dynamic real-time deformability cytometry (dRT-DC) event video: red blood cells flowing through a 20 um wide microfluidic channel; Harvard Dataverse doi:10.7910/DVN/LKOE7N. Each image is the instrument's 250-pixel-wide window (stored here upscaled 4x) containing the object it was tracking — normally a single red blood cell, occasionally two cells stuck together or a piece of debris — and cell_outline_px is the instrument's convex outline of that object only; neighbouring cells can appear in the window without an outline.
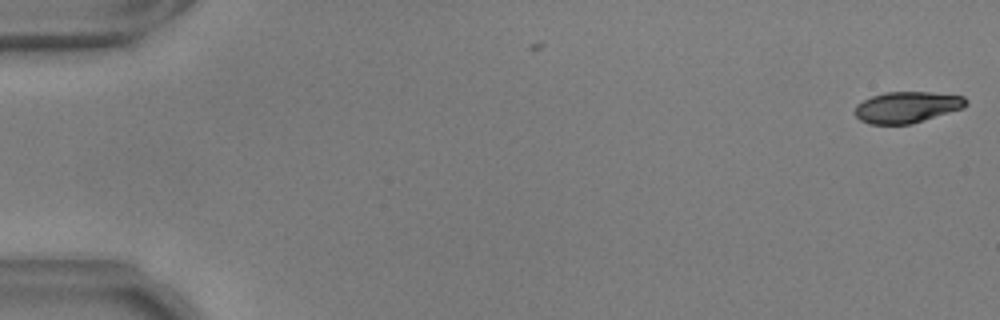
{"species": "common noctule bat (a hibernating species)", "species_latin": "Nyctalus noctula", "temperature_condition": "warm", "stored_images_in_passage": 4, "camera_frame_rate_fps": 3000, "um_per_image_px": 0.085, "animal": {"sex": "male", "body_mass_g": 17.9, "forearm_length_mm": 54.2}, "frame": {"image": 1, "passage_image": 4, "time_ms": 1.0, "image_size_px": [1000, 320], "cell_outline_px": [[968, 104], [964, 108], [912, 124], [868, 124], [860, 120], [856, 116], [856, 104], [872, 96], [884, 92], [928, 92], [964, 96], [968, 100]], "centroid_in_image_um": [77.12, 9.11], "position_along_channel_um": 7.9, "area_um2": 20.29}}